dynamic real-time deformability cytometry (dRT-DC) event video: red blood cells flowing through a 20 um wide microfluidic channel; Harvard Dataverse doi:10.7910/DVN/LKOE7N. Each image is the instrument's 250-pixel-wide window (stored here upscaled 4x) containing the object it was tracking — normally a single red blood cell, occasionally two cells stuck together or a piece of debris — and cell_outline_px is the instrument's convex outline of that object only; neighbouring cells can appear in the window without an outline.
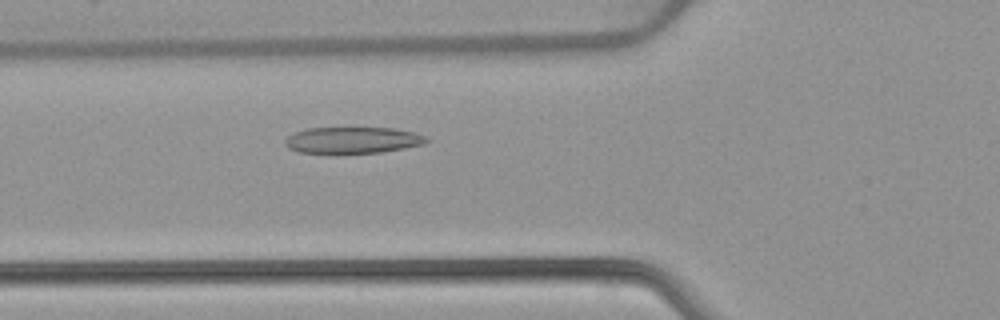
{"species": "common noctule bat (a hibernating species)", "species_latin": "Nyctalus noctula", "temperature_condition": "warm", "stored_images_in_passage": 50, "camera_frame_rate_fps": 3000, "um_per_image_px": 0.085, "animal": {"sex": "female", "body_mass_g": 22.7, "forearm_length_mm": 54.2}, "frame": {"image": 1, "passage_image": 17, "time_ms": 5.333, "image_size_px": [1000, 320], "cell_outline_px": [[432, 140], [424, 144], [404, 148], [380, 152], [344, 156], [300, 152], [288, 148], [284, 144], [284, 140], [288, 136], [296, 132], [308, 128], [396, 128], [412, 132], [424, 136]], "centroid_in_image_um": [29.95, 11.96], "position_along_channel_um": 95.9, "area_um2": 22.54}}
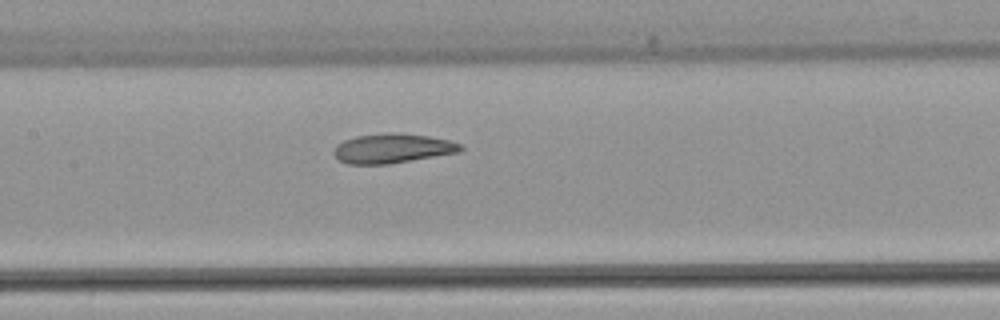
{"frame": {"image": 2, "passage_image": 23, "time_ms": 7.333, "image_size_px": [1000, 320], "cell_outline_px": [[464, 148], [460, 152], [388, 164], [348, 164], [340, 160], [332, 152], [336, 144], [344, 140], [356, 136], [388, 132], [396, 132], [428, 136], [448, 140], [460, 144]], "centroid_in_image_um": [33.34, 12.6], "position_along_channel_um": 174.1, "area_um2": 21.79}}
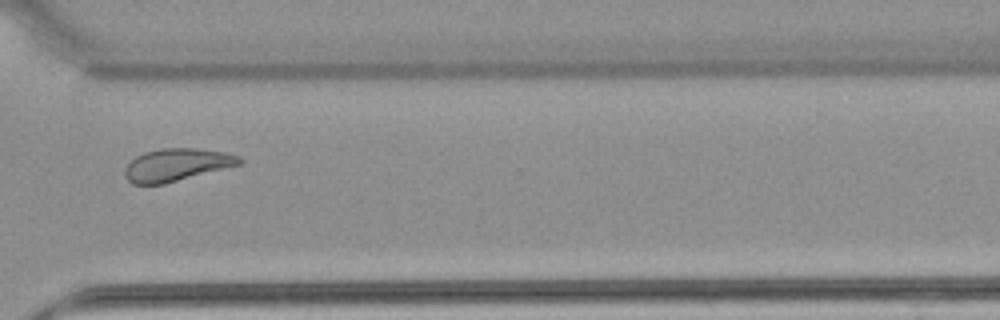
{"frame": {"image": 3, "passage_image": 37, "time_ms": 12.0, "image_size_px": [1000, 320], "cell_outline_px": [[244, 164], [164, 184], [132, 184], [124, 176], [124, 168], [136, 156], [144, 152], [160, 148], [196, 148], [224, 152], [240, 156], [244, 160]], "centroid_in_image_um": [15.05, 14.01], "position_along_channel_um": 355.5, "area_um2": 22.02}, "authors_computed_cell_mechanics": {"area_um2": 22.9466, "velocity_mm_per_s": 3.891, "shape_relaxation_time_tau1_ms": 8.0159, "shape_relaxation_time_tau2_ms": 2.8116, "deformation_change_tau1": 0.1825, "deformation_change_tau2": 0.0917}}